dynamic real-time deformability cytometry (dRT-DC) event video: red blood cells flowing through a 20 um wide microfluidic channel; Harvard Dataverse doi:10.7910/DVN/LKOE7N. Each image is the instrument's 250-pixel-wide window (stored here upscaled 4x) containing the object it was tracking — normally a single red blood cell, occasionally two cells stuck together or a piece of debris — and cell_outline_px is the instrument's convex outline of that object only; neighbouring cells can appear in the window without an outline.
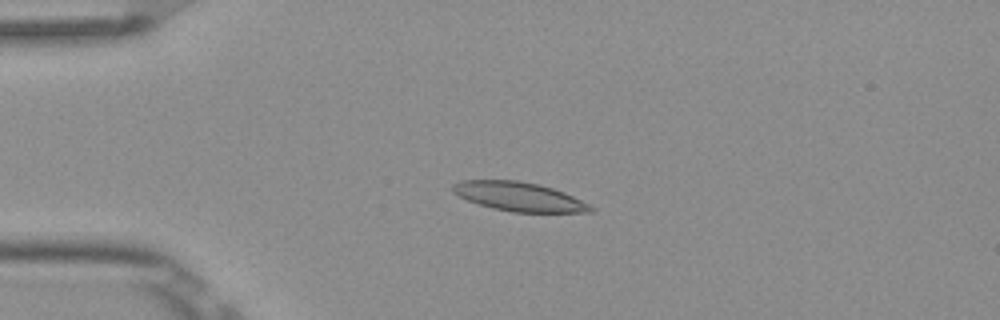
{"species": "Egyptian fruit bat (a non-hibernating species)", "species_latin": "Rousettus aegyptiacus", "temperature_condition": "room temperature", "stored_images_in_passage": 4, "camera_frame_rate_fps": 3000, "um_per_image_px": 0.085, "frame": {"image": 1, "passage_image": 3, "time_ms": 0.667, "image_size_px": [1000, 320], "cell_outline_px": [[596, 208], [592, 212], [512, 212], [492, 208], [468, 200], [452, 192], [452, 184], [460, 180], [516, 180], [540, 184], [564, 192]], "centroid_in_image_um": [44.11, 16.71], "position_along_channel_um": 40.9, "area_um2": 23.24}}